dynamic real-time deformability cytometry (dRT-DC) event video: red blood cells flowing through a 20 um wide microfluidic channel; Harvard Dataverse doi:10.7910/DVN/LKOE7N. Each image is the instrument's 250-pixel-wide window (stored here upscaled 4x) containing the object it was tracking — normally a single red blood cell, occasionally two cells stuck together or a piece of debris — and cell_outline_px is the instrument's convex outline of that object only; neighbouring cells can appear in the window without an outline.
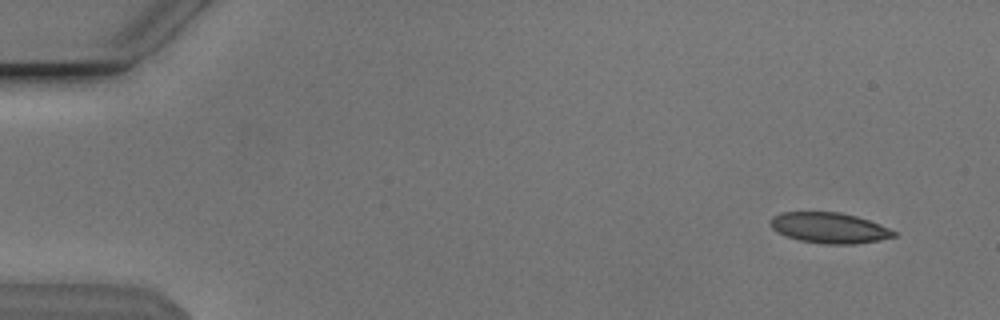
{"species": "Egyptian fruit bat (a non-hibernating species)", "species_latin": "Rousettus aegyptiacus", "temperature_condition": "cold", "stored_images_in_passage": 51, "camera_frame_rate_fps": 3000, "um_per_image_px": 0.085, "animal": {"sex": "male"}, "frame": {"image": 1, "passage_image": 1, "time_ms": 0.0, "image_size_px": [1000, 320], "cell_outline_px": [[896, 236], [880, 240], [856, 244], [824, 244], [800, 240], [784, 236], [776, 232], [772, 228], [772, 216], [780, 212], [840, 212], [856, 216], [880, 224], [896, 232]], "centroid_in_image_um": [70.49, 19.37], "position_along_channel_um": 14.5, "area_um2": 22.02}}
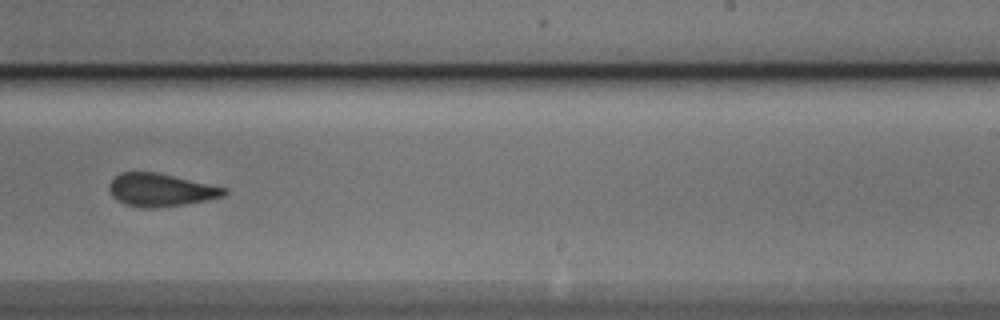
{"frame": {"image": 2, "passage_image": 31, "time_ms": 10.0, "image_size_px": [1000, 320], "cell_outline_px": [[228, 192], [224, 196], [184, 204], [152, 208], [140, 208], [124, 204], [116, 200], [112, 196], [108, 188], [108, 184], [112, 176], [120, 172], [156, 172], [228, 188]], "centroid_in_image_um": [13.6, 16.14], "position_along_channel_um": 275.4, "area_um2": 22.2}}
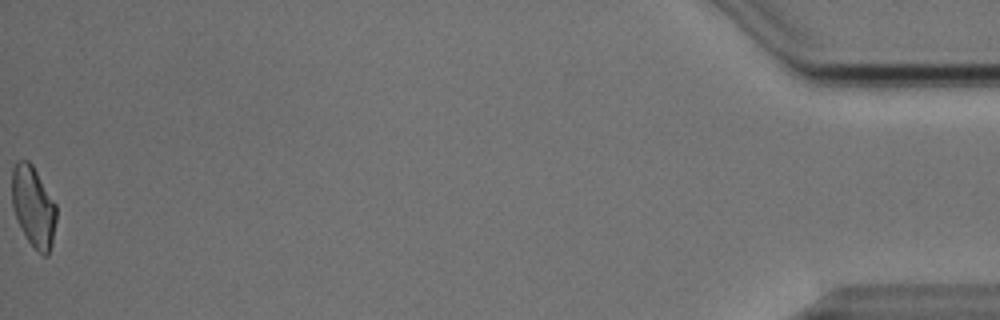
{"frame": {"image": 3, "passage_image": 51, "time_ms": 16.667, "image_size_px": [1000, 320], "cell_outline_px": [[56, 220], [52, 244], [48, 256], [44, 256], [28, 240], [16, 220], [12, 208], [12, 168], [16, 160], [28, 160], [32, 164], [56, 204]], "centroid_in_image_um": [2.82, 17.54], "position_along_channel_um": 432.4, "area_um2": 20.92}, "authors_computed_cell_mechanics": {"area_um2": 22.3108, "velocity_mm_per_s": 3.8353, "shape_relaxation_time_tau1_ms": 4.6909, "shape_relaxation_time_tau2_ms": 1.7428, "deformation_change_tau1": 0.1278, "deformation_change_tau2": 0.0869}}